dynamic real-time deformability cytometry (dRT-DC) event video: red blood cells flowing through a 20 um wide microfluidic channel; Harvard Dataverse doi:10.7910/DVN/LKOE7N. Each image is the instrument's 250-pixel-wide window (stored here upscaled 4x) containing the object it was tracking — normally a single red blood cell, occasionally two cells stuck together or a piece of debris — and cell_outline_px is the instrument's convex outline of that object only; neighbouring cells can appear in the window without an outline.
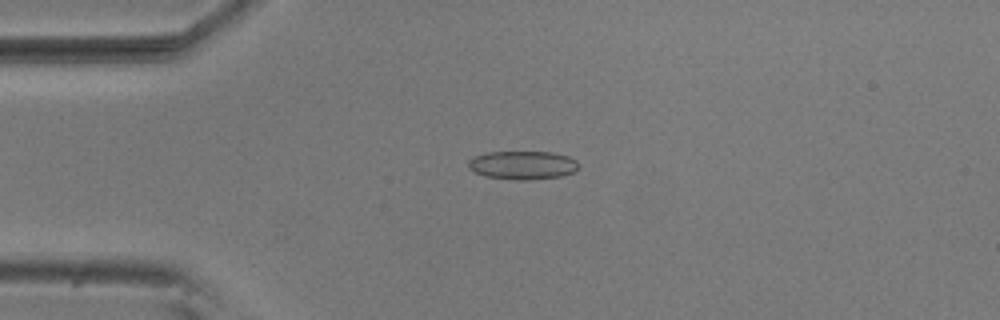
{"species": "common noctule bat (a hibernating species)", "species_latin": "Nyctalus noctula", "temperature_condition": "room temperature", "stored_images_in_passage": 9, "camera_frame_rate_fps": 3000, "um_per_image_px": 0.085, "animal": {"sex": "male", "body_mass_g": 20.5, "forearm_length_mm": 52.5}, "frame": {"image": 1, "passage_image": 4, "time_ms": 1.0, "image_size_px": [1000, 320], "cell_outline_px": [[576, 168], [572, 172], [560, 176], [528, 180], [520, 180], [484, 176], [468, 168], [468, 160], [472, 156], [488, 152], [552, 152], [568, 156], [576, 160]], "centroid_in_image_um": [44.36, 14.03], "position_along_channel_um": 40.6, "area_um2": 18.15}}
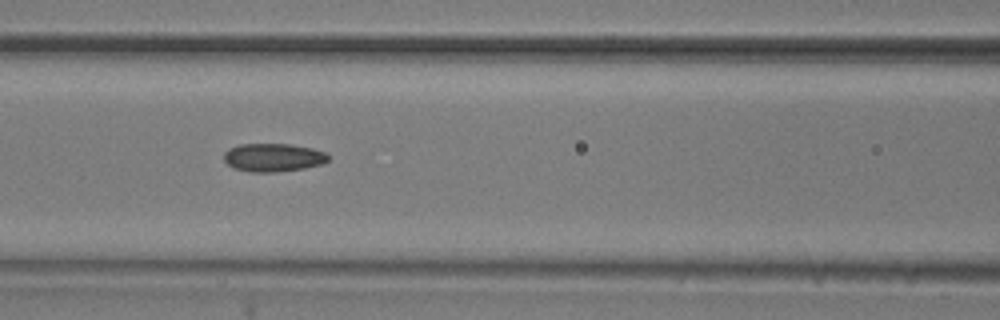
{"frame": {"image": 2, "passage_image": 7, "time_ms": 2.0, "image_size_px": [1000, 320], "cell_outline_px": [[328, 160], [320, 164], [304, 168], [272, 172], [252, 172], [236, 168], [228, 164], [224, 160], [224, 152], [228, 148], [240, 144], [288, 144], [312, 148], [328, 152]], "centroid_in_image_um": [23.22, 13.37], "position_along_channel_um": 143.4, "area_um2": 17.05}}
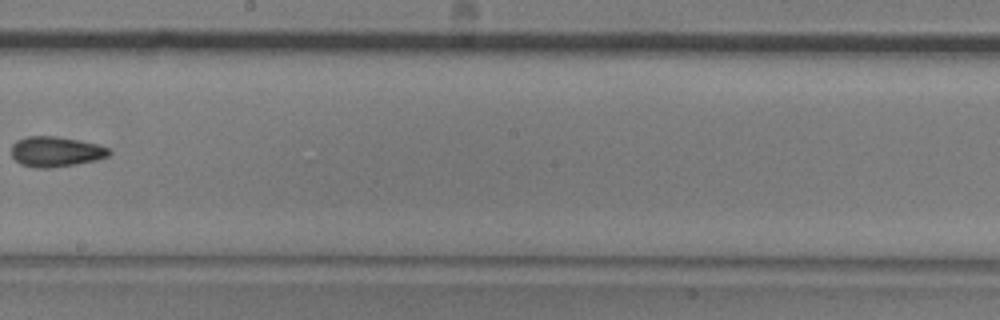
{"frame": {"image": 3, "passage_image": 9, "time_ms": 2.667, "image_size_px": [1000, 320], "cell_outline_px": [[112, 152], [108, 156], [96, 160], [76, 164], [52, 168], [36, 168], [20, 164], [12, 156], [12, 144], [16, 140], [28, 136], [56, 136], [96, 144], [108, 148]], "centroid_in_image_um": [4.72, 12.9], "position_along_channel_um": 243.5, "area_um2": 17.17}}